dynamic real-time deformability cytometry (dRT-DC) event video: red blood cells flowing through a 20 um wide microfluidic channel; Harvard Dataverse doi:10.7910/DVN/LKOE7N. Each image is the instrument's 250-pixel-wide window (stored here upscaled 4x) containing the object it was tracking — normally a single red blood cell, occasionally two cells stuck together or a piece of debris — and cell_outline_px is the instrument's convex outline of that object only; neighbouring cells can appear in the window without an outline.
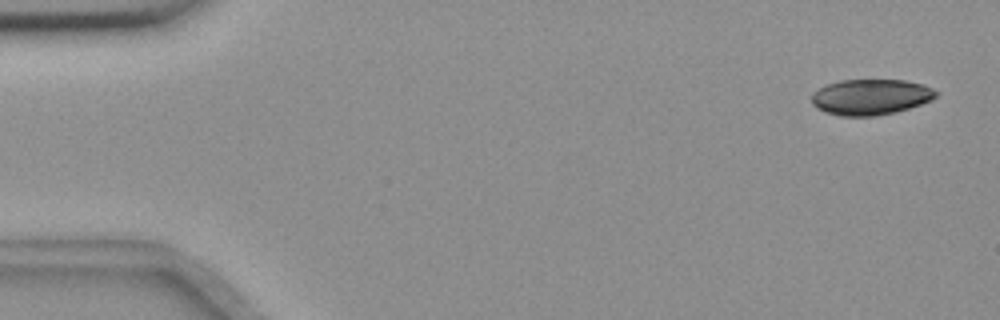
{"species": "common noctule bat (a hibernating species)", "species_latin": "Nyctalus noctula", "temperature_condition": "room temperature", "stored_images_in_passage": 56, "camera_frame_rate_fps": 3000, "um_per_image_px": 0.085, "animal": {"sex": "female", "body_mass_g": 18.4}, "frame": {"image": 1, "passage_image": 3, "time_ms": 0.667, "image_size_px": [1000, 320], "cell_outline_px": [[940, 92], [932, 100], [908, 108], [876, 116], [840, 116], [824, 112], [816, 108], [812, 104], [812, 92], [828, 84], [840, 80], [904, 80], [924, 84]], "centroid_in_image_um": [74.0, 8.24], "position_along_channel_um": 11.0, "area_um2": 25.95}}
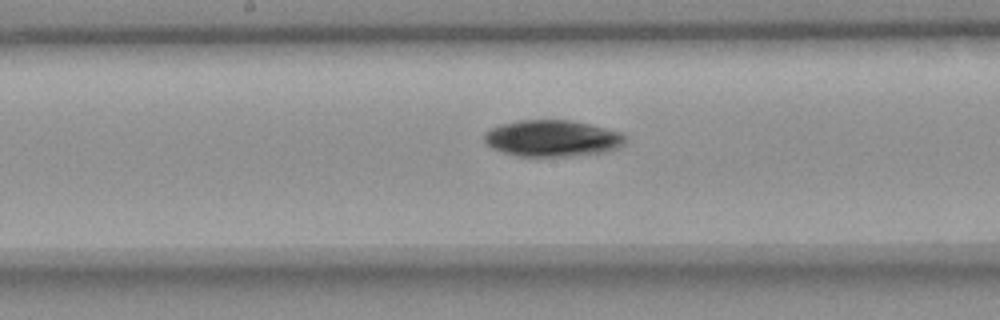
{"frame": {"image": 2, "passage_image": 29, "time_ms": 9.333, "image_size_px": [1000, 320], "cell_outline_px": [[628, 136], [624, 144], [616, 148], [604, 152], [564, 156], [516, 156], [492, 148], [484, 140], [484, 132], [500, 124], [516, 120], [572, 120], [624, 132]], "centroid_in_image_um": [46.97, 11.74], "position_along_channel_um": 201.2, "area_um2": 30.11}}
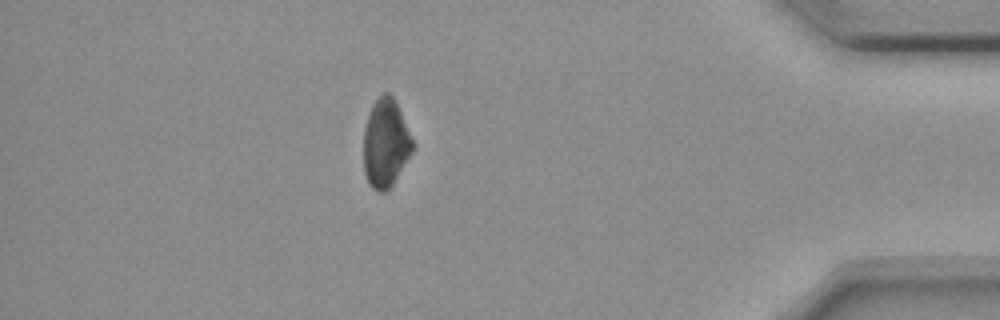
{"frame": {"image": 3, "passage_image": 49, "time_ms": 16.0, "image_size_px": [1000, 320], "cell_outline_px": [[412, 152], [392, 184], [384, 192], [380, 192], [372, 188], [368, 184], [364, 172], [364, 128], [368, 112], [372, 104], [384, 92], [388, 92], [392, 96], [400, 112], [412, 140]], "centroid_in_image_um": [32.73, 12.18], "position_along_channel_um": 402.5, "area_um2": 24.8}, "authors_computed_cell_mechanics": {"area_um2": 27.8018, "velocity_mm_per_s": 3.656, "shape_relaxation_time_tau1_ms": 3.0033, "shape_relaxation_time_tau2_ms": null, "deformation_change_tau1": 0.1073, "deformation_change_tau2": null}}